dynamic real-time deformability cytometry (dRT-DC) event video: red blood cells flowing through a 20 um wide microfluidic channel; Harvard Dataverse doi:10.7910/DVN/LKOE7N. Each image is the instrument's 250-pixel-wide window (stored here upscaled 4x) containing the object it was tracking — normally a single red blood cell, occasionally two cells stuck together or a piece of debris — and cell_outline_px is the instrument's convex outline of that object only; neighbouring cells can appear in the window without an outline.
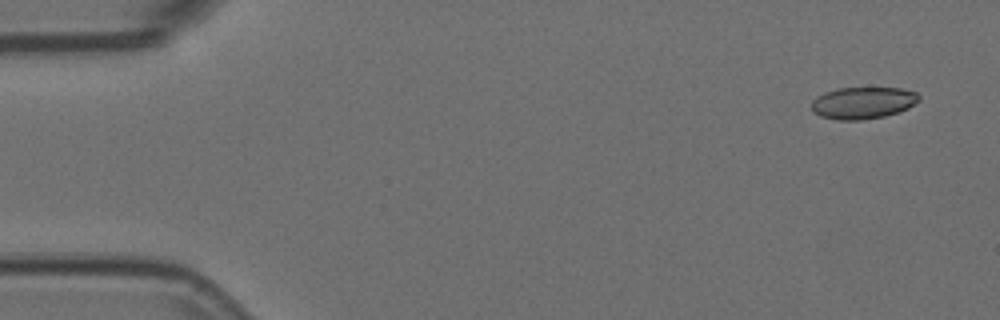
{"species": "Egyptian fruit bat (a non-hibernating species)", "species_latin": "Rousettus aegyptiacus", "temperature_condition": "room temperature", "stored_images_in_passage": 4, "camera_frame_rate_fps": 3000, "um_per_image_px": 0.085, "animal": {"sex": "female"}, "frame": {"image": 1, "passage_image": 1, "time_ms": 0.0, "image_size_px": [1000, 320], "cell_outline_px": [[920, 100], [908, 108], [900, 112], [884, 116], [860, 120], [836, 120], [820, 116], [812, 112], [812, 100], [824, 92], [836, 88], [900, 88], [916, 92], [920, 96]], "centroid_in_image_um": [73.34, 8.74], "position_along_channel_um": 11.7, "area_um2": 20.11}}
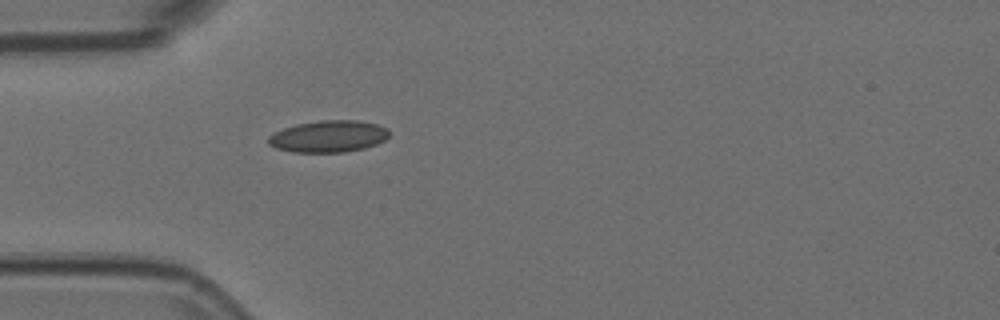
{"frame": {"image": 2, "passage_image": 4, "time_ms": 1.0, "image_size_px": [1000, 320], "cell_outline_px": [[388, 136], [384, 140], [376, 144], [364, 148], [344, 152], [292, 152], [276, 148], [268, 144], [268, 136], [272, 132], [296, 124], [320, 120], [356, 120], [376, 124], [388, 128]], "centroid_in_image_um": [27.88, 11.59], "position_along_channel_um": 57.1, "area_um2": 22.43}}